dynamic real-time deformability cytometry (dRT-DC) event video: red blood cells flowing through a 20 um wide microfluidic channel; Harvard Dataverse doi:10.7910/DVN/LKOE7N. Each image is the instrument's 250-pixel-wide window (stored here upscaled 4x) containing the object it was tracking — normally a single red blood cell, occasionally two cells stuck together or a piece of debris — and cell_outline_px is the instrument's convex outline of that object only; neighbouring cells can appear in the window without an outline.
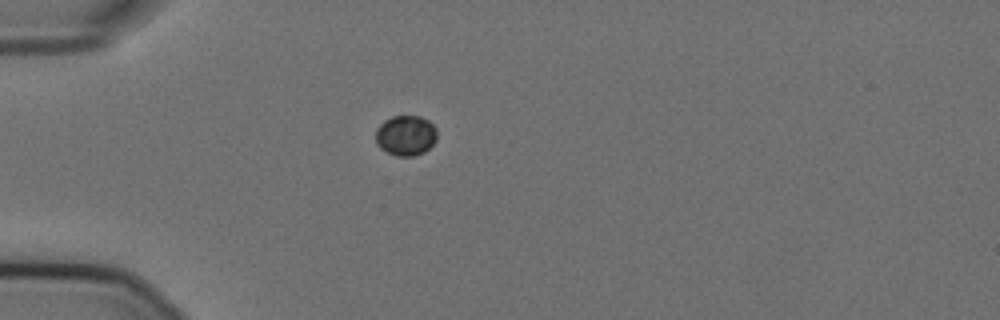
{"species": "Egyptian fruit bat (a non-hibernating species)", "species_latin": "Rousettus aegyptiacus", "temperature_condition": "cold", "stored_images_in_passage": 41, "camera_frame_rate_fps": 3000, "um_per_image_px": 0.085, "animal": {"sex": "female"}, "frame": {"image": 1, "passage_image": 1, "time_ms": 0.0, "image_size_px": [1000, 320], "cell_outline_px": [[436, 140], [424, 152], [412, 156], [396, 156], [380, 148], [376, 144], [376, 128], [384, 120], [392, 116], [420, 116], [428, 120], [436, 128]], "centroid_in_image_um": [34.47, 11.51], "position_along_channel_um": 50.5, "area_um2": 14.39}}
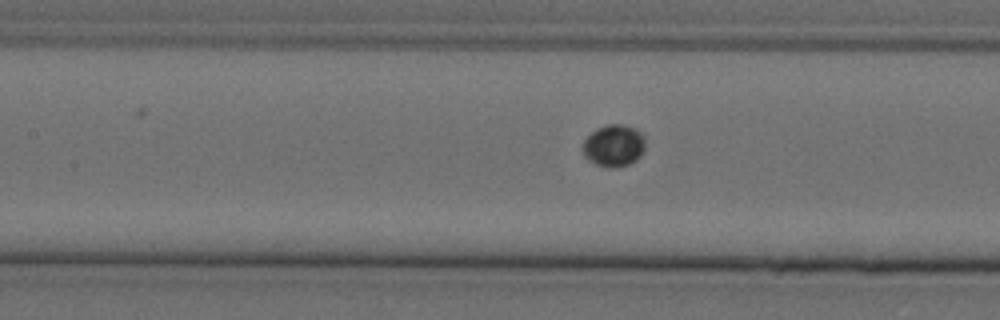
{"frame": {"image": 2, "passage_image": 11, "time_ms": 3.333, "image_size_px": [1000, 320], "cell_outline_px": [[644, 152], [636, 160], [628, 164], [616, 168], [608, 168], [596, 164], [588, 160], [584, 156], [580, 148], [584, 140], [596, 128], [608, 124], [624, 124], [636, 128], [640, 132], [644, 140]], "centroid_in_image_um": [52.15, 12.38], "position_along_channel_um": 155.3, "area_um2": 15.55}}
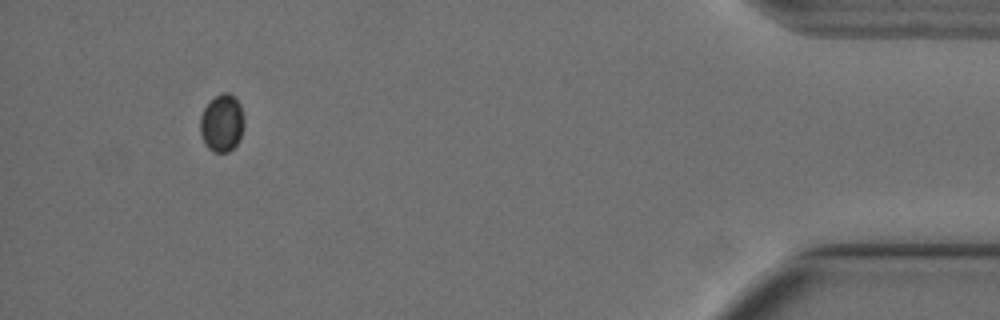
{"frame": {"image": 3, "passage_image": 38, "time_ms": 12.333, "image_size_px": [1000, 320], "cell_outline_px": [[244, 124], [240, 140], [228, 152], [212, 152], [204, 144], [200, 132], [200, 116], [204, 108], [216, 96], [224, 92], [228, 92], [240, 104], [244, 120]], "centroid_in_image_um": [18.85, 10.49], "position_along_channel_um": 416.3, "area_um2": 14.68}}